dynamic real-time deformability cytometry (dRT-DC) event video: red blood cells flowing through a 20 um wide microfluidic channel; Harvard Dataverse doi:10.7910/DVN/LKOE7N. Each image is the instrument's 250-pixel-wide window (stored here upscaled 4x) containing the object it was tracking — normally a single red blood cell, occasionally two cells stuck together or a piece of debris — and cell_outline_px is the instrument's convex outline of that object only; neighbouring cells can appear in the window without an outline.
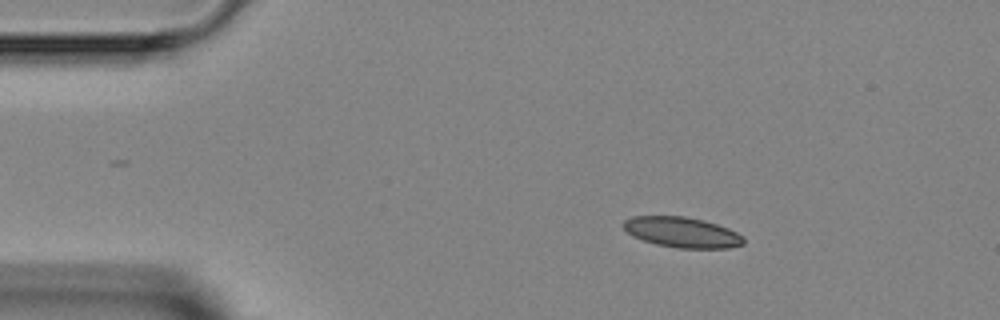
{"species": "Egyptian fruit bat (a non-hibernating species)", "species_latin": "Rousettus aegyptiacus", "temperature_condition": "room temperature", "stored_images_in_passage": 4, "camera_frame_rate_fps": 3000, "um_per_image_px": 0.085, "animal": {"sex": "female"}, "frame": {"image": 1, "passage_image": 2, "time_ms": 1.0, "image_size_px": [1000, 320], "cell_outline_px": [[744, 244], [728, 248], [680, 248], [656, 244], [632, 236], [624, 228], [624, 220], [632, 216], [684, 216], [704, 220], [728, 228], [744, 236]], "centroid_in_image_um": [57.99, 19.74], "position_along_channel_um": 27.0, "area_um2": 21.21}}
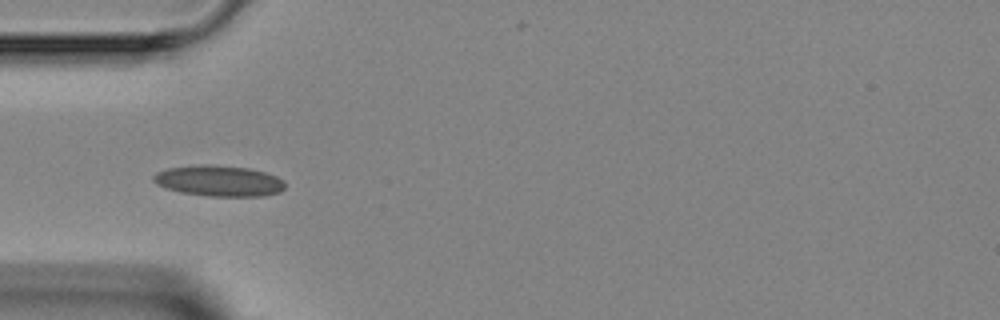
{"frame": {"image": 2, "passage_image": 4, "time_ms": 3.333, "image_size_px": [1000, 320], "cell_outline_px": [[284, 188], [280, 192], [264, 196], [208, 196], [180, 192], [164, 188], [156, 184], [152, 180], [152, 176], [156, 172], [168, 168], [200, 164], [212, 164], [248, 168], [264, 172], [276, 176], [284, 180]], "centroid_in_image_um": [18.58, 15.37], "position_along_channel_um": 66.4, "area_um2": 23.87}}